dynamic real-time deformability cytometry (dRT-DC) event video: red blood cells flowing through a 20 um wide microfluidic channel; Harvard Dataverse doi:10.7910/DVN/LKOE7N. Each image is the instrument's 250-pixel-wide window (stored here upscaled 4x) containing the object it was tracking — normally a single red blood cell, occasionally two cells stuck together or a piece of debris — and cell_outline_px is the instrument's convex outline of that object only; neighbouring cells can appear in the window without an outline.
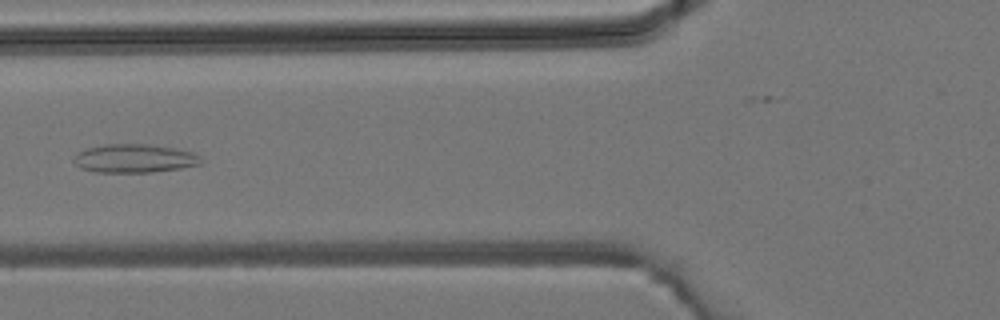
{"species": "common noctule bat (a hibernating species)", "species_latin": "Nyctalus noctula", "temperature_condition": "room temperature", "stored_images_in_passage": 40, "camera_frame_rate_fps": 3000, "um_per_image_px": 0.085, "animal": {"sex": "male", "body_mass_g": 19.2, "forearm_length_mm": 51.8}, "frame": {"image": 1, "passage_image": 10, "time_ms": 3.0, "image_size_px": [1000, 320], "cell_outline_px": [[200, 164], [180, 168], [152, 172], [92, 172], [80, 168], [72, 160], [80, 152], [88, 148], [104, 144], [148, 144], [176, 148], [192, 152], [200, 156]], "centroid_in_image_um": [11.41, 13.47], "position_along_channel_um": 114.4, "area_um2": 21.04}}
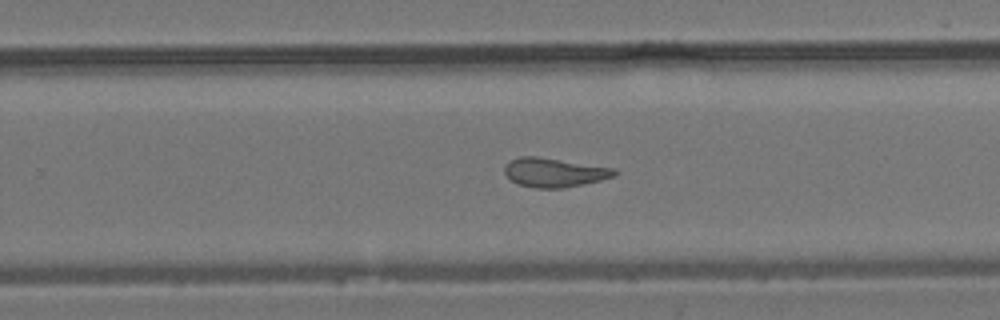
{"frame": {"image": 2, "passage_image": 22, "time_ms": 7.0, "image_size_px": [1000, 320], "cell_outline_px": [[620, 172], [616, 176], [584, 184], [564, 188], [536, 188], [516, 184], [504, 172], [504, 168], [512, 160], [520, 156], [536, 156], [616, 168]], "centroid_in_image_um": [47.17, 14.66], "position_along_channel_um": 282.6, "area_um2": 18.67}}
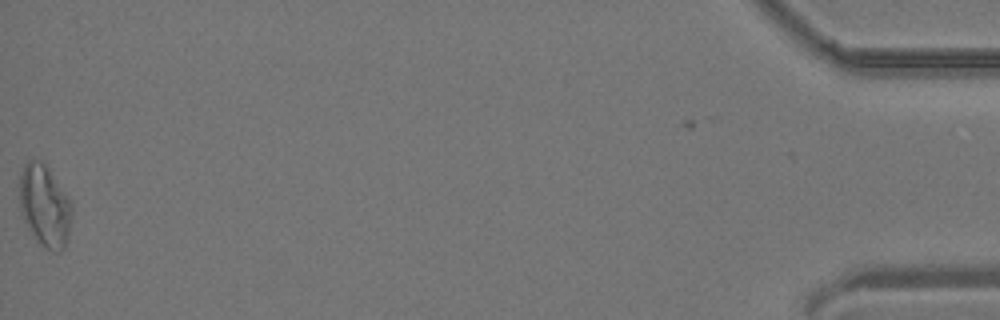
{"frame": {"image": 3, "passage_image": 39, "time_ms": 12.667, "image_size_px": [1000, 320], "cell_outline_px": [[72, 212], [68, 232], [64, 248], [60, 252], [52, 252], [40, 244], [28, 228], [24, 220], [20, 208], [20, 176], [24, 164], [28, 160], [44, 160], [68, 196], [72, 204]], "centroid_in_image_um": [3.81, 17.46], "position_along_channel_um": 431.4, "area_um2": 25.03}}